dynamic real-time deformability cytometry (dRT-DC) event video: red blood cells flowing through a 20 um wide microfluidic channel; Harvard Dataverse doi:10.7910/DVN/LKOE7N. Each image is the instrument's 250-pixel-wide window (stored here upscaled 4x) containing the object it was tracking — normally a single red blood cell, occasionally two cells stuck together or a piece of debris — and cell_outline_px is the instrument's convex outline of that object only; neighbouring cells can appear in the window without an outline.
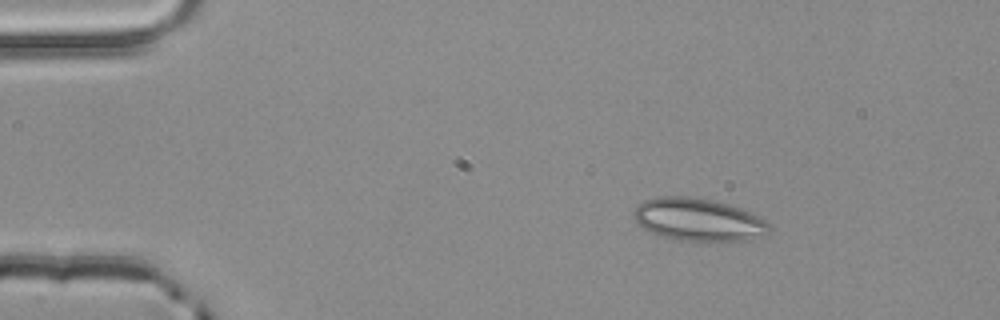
{"species": "common noctule bat (a hibernating species)", "species_latin": "Nyctalus noctula", "temperature_condition": "room temperature", "stored_images_in_passage": 2, "camera_frame_rate_fps": 3000, "um_per_image_px": 0.085, "animal": {"sex": "male", "body_mass_g": 20.4}, "frame": {"image": 1, "passage_image": 1, "time_ms": 0.0, "image_size_px": [1000, 320], "cell_outline_px": [[772, 228], [768, 232], [748, 240], [676, 240], [652, 232], [636, 224], [632, 216], [632, 212], [644, 200], [656, 196], [688, 196], [712, 200], [728, 204], [740, 208], [768, 220]], "centroid_in_image_um": [59.34, 18.65], "position_along_channel_um": 25.7, "area_um2": 33.58}}